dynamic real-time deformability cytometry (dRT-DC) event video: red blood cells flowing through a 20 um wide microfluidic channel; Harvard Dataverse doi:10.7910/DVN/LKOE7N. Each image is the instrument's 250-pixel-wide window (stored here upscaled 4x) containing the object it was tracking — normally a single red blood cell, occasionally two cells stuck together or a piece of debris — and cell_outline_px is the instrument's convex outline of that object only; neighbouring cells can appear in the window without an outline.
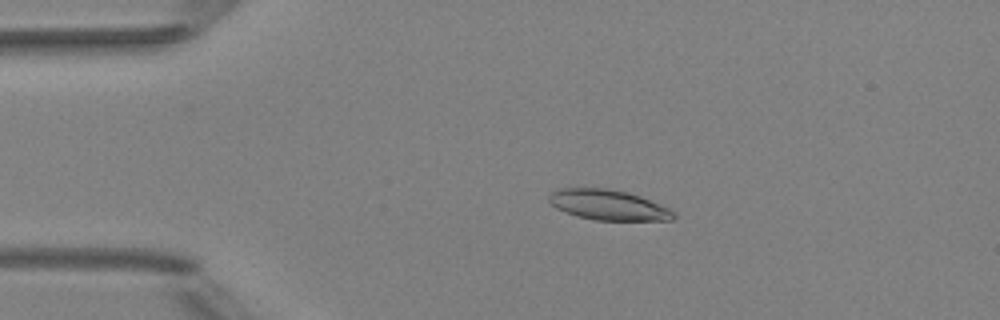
{"species": "Egyptian fruit bat (a non-hibernating species)", "species_latin": "Rousettus aegyptiacus", "temperature_condition": "room temperature", "stored_images_in_passage": 4, "camera_frame_rate_fps": 3000, "um_per_image_px": 0.085, "animal": {"sex": "female"}, "frame": {"image": 1, "passage_image": 3, "time_ms": 2.333, "image_size_px": [1000, 320], "cell_outline_px": [[676, 216], [672, 220], [596, 220], [576, 216], [556, 208], [548, 200], [548, 196], [552, 192], [560, 188], [608, 188], [628, 192], [640, 196], [660, 204], [676, 212]], "centroid_in_image_um": [51.71, 17.42], "position_along_channel_um": 33.3, "area_um2": 22.02}}